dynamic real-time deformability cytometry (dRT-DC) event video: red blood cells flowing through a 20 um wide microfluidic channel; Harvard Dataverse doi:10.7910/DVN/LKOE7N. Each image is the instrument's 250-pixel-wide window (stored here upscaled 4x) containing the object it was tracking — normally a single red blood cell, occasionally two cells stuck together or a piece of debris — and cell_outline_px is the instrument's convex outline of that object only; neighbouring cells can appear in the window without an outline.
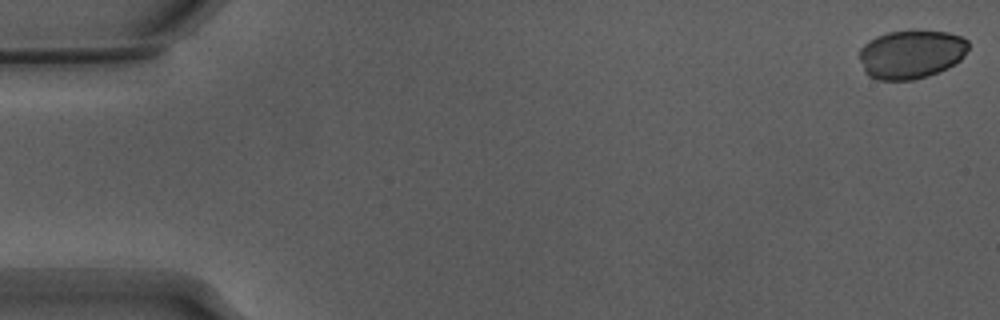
{"species": "Egyptian fruit bat (a non-hibernating species)", "species_latin": "Rousettus aegyptiacus", "temperature_condition": "warm", "stored_images_in_passage": 54, "camera_frame_rate_fps": 3000, "um_per_image_px": 0.085, "animal": {"sex": "male"}, "frame": {"image": 1, "passage_image": 1, "time_ms": 0.0, "image_size_px": [1000, 320], "cell_outline_px": [[968, 48], [964, 56], [960, 60], [948, 68], [928, 76], [912, 80], [880, 80], [868, 76], [864, 72], [860, 60], [860, 48], [864, 44], [876, 36], [888, 32], [948, 32], [960, 36], [968, 40]], "centroid_in_image_um": [77.44, 4.64], "position_along_channel_um": 7.6, "area_um2": 30.69}}
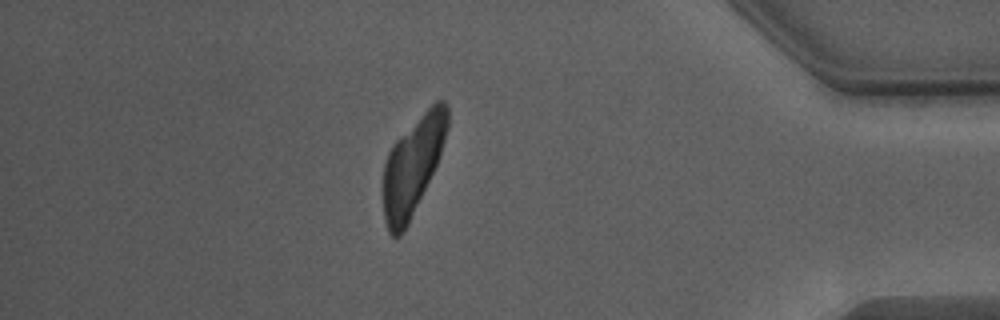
{"frame": {"image": 2, "passage_image": 47, "time_ms": 15.333, "image_size_px": [1000, 320], "cell_outline_px": [[448, 128], [436, 164], [408, 224], [404, 232], [400, 236], [392, 236], [388, 232], [384, 220], [384, 164], [388, 152], [392, 144], [436, 100], [444, 100], [448, 104]], "centroid_in_image_um": [35.07, 14.09], "position_along_channel_um": 400.1, "area_um2": 35.84}}